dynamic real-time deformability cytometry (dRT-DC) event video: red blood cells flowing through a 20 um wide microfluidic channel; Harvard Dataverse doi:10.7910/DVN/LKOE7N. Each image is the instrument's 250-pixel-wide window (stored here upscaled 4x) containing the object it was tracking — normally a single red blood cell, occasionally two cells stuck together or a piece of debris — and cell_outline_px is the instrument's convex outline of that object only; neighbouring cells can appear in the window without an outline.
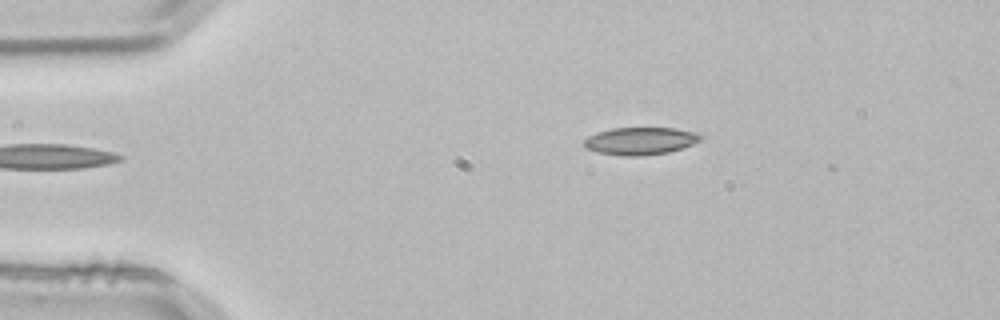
{"species": "common noctule bat (a hibernating species)", "species_latin": "Nyctalus noctula", "temperature_condition": "room temperature", "stored_images_in_passage": 2, "camera_frame_rate_fps": 3000, "um_per_image_px": 0.085, "animal": {"sex": "male", "body_mass_g": 21.5, "forearm_length_mm": 52.0}, "frame": {"image": 1, "passage_image": 1, "time_ms": 0.0, "image_size_px": [1000, 320], "cell_outline_px": [[704, 136], [700, 140], [684, 148], [668, 152], [644, 156], [624, 156], [596, 152], [584, 148], [584, 140], [588, 136], [596, 132], [612, 128], [676, 128], [692, 132]], "centroid_in_image_um": [54.4, 11.99], "position_along_channel_um": 30.6, "area_um2": 18.79}}